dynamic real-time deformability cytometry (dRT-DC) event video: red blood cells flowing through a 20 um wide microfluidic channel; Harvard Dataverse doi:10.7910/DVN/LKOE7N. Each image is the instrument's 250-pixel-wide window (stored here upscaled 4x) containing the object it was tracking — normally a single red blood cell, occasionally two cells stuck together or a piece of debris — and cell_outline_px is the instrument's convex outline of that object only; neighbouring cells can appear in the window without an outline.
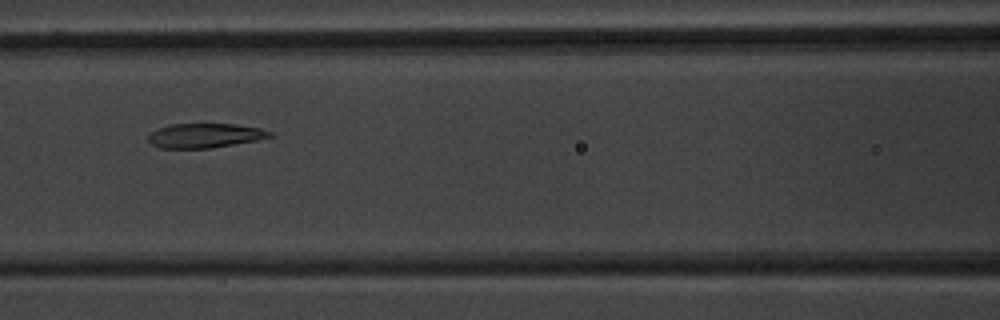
{"species": "common noctule bat (a hibernating species)", "species_latin": "Nyctalus noctula", "temperature_condition": "warm", "stored_images_in_passage": 49, "camera_frame_rate_fps": 3000, "um_per_image_px": 0.085, "animal": {"sex": "male", "body_mass_g": 20.1, "forearm_length_mm": 53.5}, "frame": {"image": 1, "passage_image": 21, "time_ms": 6.667, "image_size_px": [1000, 320], "cell_outline_px": [[272, 136], [256, 140], [208, 148], [160, 148], [152, 144], [148, 140], [148, 136], [152, 132], [168, 124], [236, 124], [260, 128], [272, 132]], "centroid_in_image_um": [17.4, 11.51], "position_along_channel_um": 149.2, "area_um2": 17.05}}
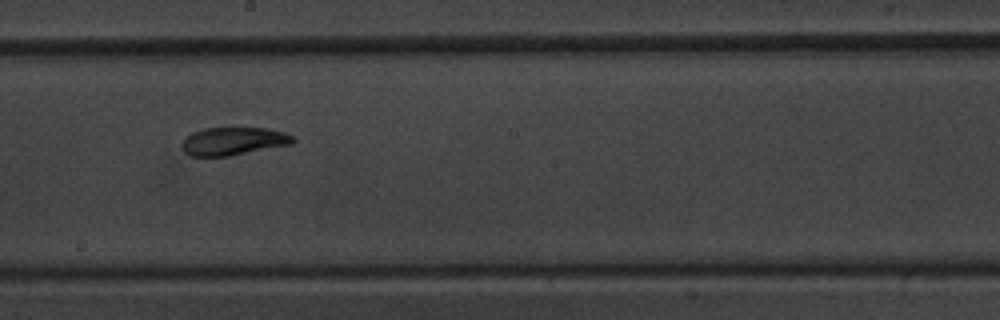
{"frame": {"image": 2, "passage_image": 27, "time_ms": 8.667, "image_size_px": [1000, 320], "cell_outline_px": [[296, 140], [292, 144], [228, 156], [192, 156], [184, 152], [180, 144], [184, 136], [192, 132], [204, 128], [268, 128], [284, 132], [292, 136]], "centroid_in_image_um": [19.79, 11.99], "position_along_channel_um": 228.4, "area_um2": 18.21}}
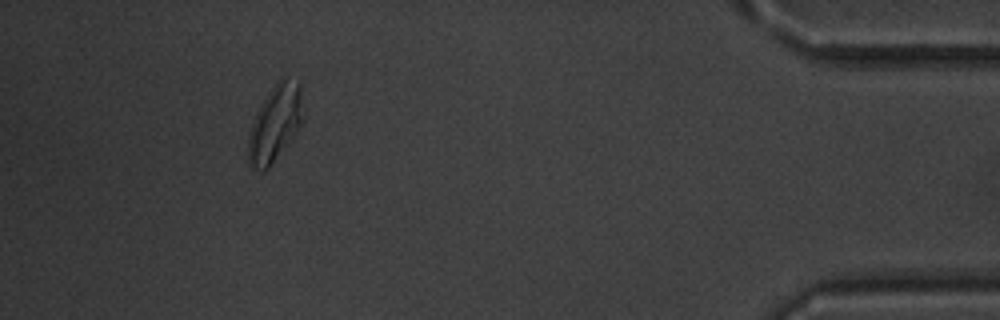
{"frame": {"image": 3, "passage_image": 45, "time_ms": 14.667, "image_size_px": [1000, 320], "cell_outline_px": [[304, 120], [296, 136], [268, 168], [264, 172], [260, 172], [252, 168], [248, 164], [248, 136], [256, 112], [260, 104], [268, 92], [280, 76], [284, 72], [300, 80], [304, 116]], "centroid_in_image_um": [23.43, 10.42], "position_along_channel_um": 411.8, "area_um2": 25.66}, "authors_computed_cell_mechanics": {"area_um2": 20.0566, "velocity_mm_per_s": 3.9744, "shape_relaxation_time_tau1_ms": 9.1915, "shape_relaxation_time_tau2_ms": 3.3277, "deformation_change_tau1": 0.2033, "deformation_change_tau2": 0.0685}}